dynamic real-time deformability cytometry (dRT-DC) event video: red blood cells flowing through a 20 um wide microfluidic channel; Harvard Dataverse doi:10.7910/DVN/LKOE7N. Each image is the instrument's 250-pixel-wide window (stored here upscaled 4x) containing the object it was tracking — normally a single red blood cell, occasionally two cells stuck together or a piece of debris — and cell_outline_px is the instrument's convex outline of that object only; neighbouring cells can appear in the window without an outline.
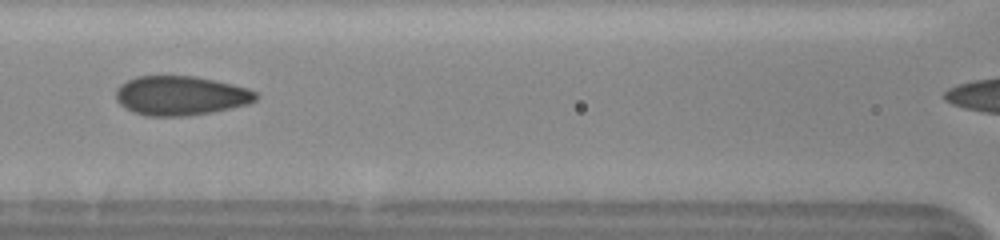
{"species": "human", "species_latin": "Homo sapiens", "temperature_condition": "cold", "stored_images_in_passage": 27, "camera_frame_rate_fps": 3000, "um_per_image_px": 0.085, "donor": {"sex": "female"}, "frame": {"image": 1, "passage_image": 13, "time_ms": 4.0, "image_size_px": [1000, 240], "cell_outline_px": [[260, 96], [256, 100], [248, 104], [212, 112], [188, 116], [144, 116], [132, 112], [124, 108], [116, 100], [116, 92], [120, 84], [136, 76], [196, 76], [232, 84], [248, 88], [256, 92]], "centroid_in_image_um": [15.35, 8.13], "position_along_channel_um": 151.2, "area_um2": 32.31}}
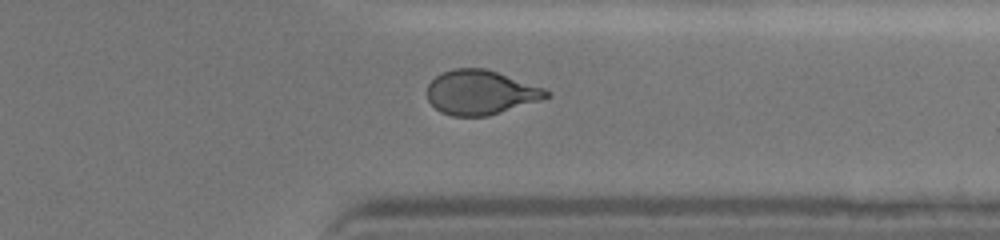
{"frame": {"image": 2, "passage_image": 24, "time_ms": 7.667, "image_size_px": [1000, 240], "cell_outline_px": [[552, 96], [544, 100], [488, 116], [452, 116], [440, 112], [428, 100], [428, 84], [436, 76], [452, 68], [484, 68], [544, 88], [552, 92]], "centroid_in_image_um": [40.89, 7.87], "position_along_channel_um": 370.5, "area_um2": 30.92}}